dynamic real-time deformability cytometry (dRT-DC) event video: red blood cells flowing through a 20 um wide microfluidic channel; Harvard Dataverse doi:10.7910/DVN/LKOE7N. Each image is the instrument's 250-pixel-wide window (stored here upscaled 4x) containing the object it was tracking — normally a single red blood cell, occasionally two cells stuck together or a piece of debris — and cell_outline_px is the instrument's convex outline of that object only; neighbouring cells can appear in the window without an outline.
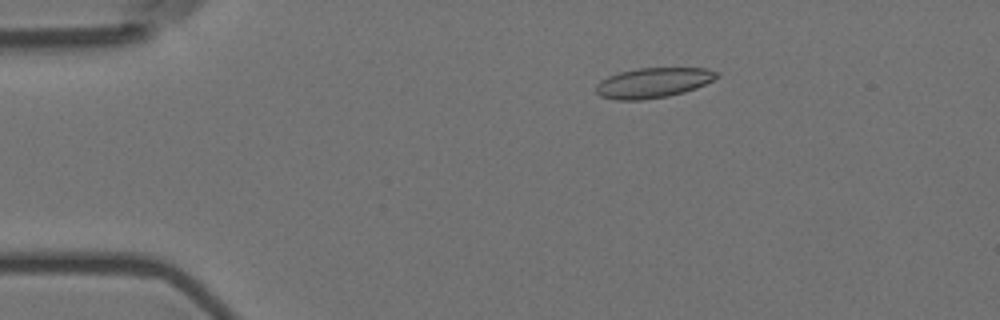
{"species": "Egyptian fruit bat (a non-hibernating species)", "species_latin": "Rousettus aegyptiacus", "temperature_condition": "room temperature", "stored_images_in_passage": 6, "camera_frame_rate_fps": 3000, "um_per_image_px": 0.085, "animal": {"sex": "female"}, "frame": {"image": 1, "passage_image": 3, "time_ms": 0.667, "image_size_px": [1000, 320], "cell_outline_px": [[720, 76], [696, 88], [684, 92], [668, 96], [640, 100], [616, 100], [600, 96], [596, 92], [596, 84], [600, 80], [608, 76], [620, 72], [640, 68], [708, 68], [716, 72]], "centroid_in_image_um": [55.5, 7.04], "position_along_channel_um": 29.5, "area_um2": 21.1}}
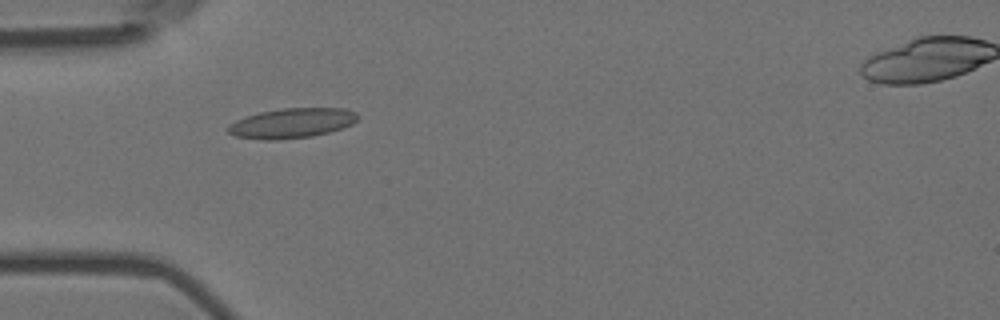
{"frame": {"image": 2, "passage_image": 5, "time_ms": 1.333, "image_size_px": [1000, 320], "cell_outline_px": [[360, 116], [352, 124], [328, 132], [312, 136], [280, 140], [260, 140], [236, 136], [228, 132], [228, 124], [236, 120], [260, 112], [280, 108], [344, 108], [356, 112]], "centroid_in_image_um": [24.8, 10.46], "position_along_channel_um": 60.2, "area_um2": 22.6}}
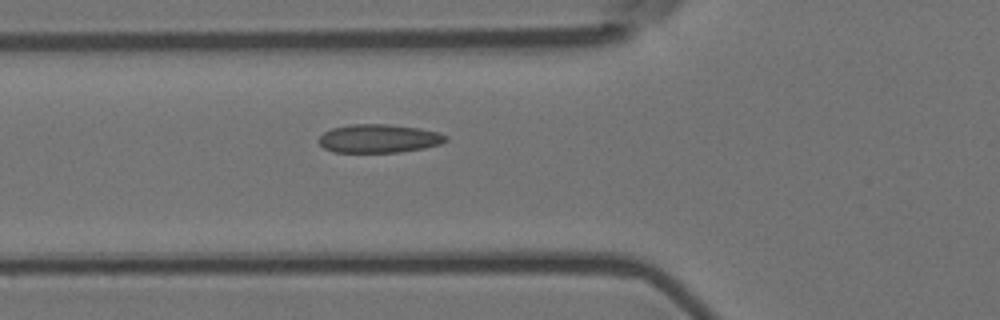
{"frame": {"image": 3, "passage_image": 6, "time_ms": 1.667, "image_size_px": [1000, 320], "cell_outline_px": [[448, 140], [440, 144], [424, 148], [400, 152], [332, 152], [324, 148], [316, 140], [324, 132], [332, 128], [348, 124], [388, 124], [420, 128], [436, 132], [448, 136]], "centroid_in_image_um": [32.18, 11.77], "position_along_channel_um": 93.6, "area_um2": 21.21}}